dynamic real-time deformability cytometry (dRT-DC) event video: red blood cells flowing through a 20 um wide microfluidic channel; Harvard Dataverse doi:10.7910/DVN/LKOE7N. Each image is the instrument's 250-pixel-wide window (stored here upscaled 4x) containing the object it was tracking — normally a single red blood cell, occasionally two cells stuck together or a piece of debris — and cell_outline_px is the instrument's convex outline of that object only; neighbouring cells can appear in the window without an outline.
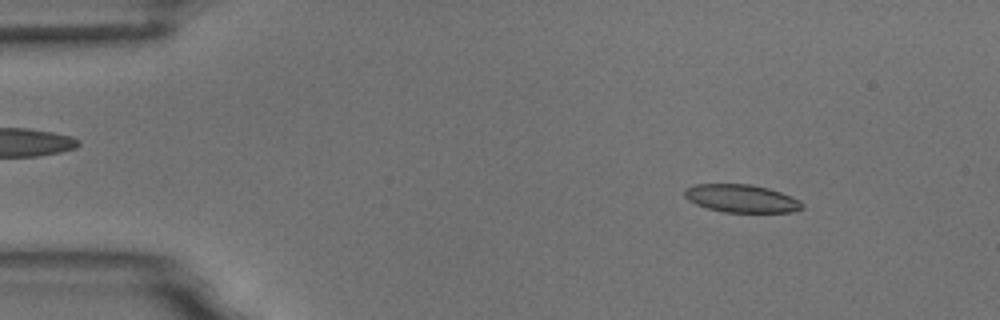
{"species": "common noctule bat (a hibernating species)", "species_latin": "Nyctalus noctula", "temperature_condition": "room temperature", "stored_images_in_passage": 33, "camera_frame_rate_fps": 3000, "um_per_image_px": 0.085, "animal": {"sex": "male", "body_mass_g": 18.8}, "frame": {"image": 1, "passage_image": 7, "time_ms": 2.0, "image_size_px": [1000, 320], "cell_outline_px": [[804, 208], [792, 212], [724, 212], [708, 208], [696, 204], [688, 200], [684, 196], [684, 188], [696, 184], [752, 184], [768, 188], [780, 192], [800, 200], [804, 204]], "centroid_in_image_um": [63.02, 16.87], "position_along_channel_um": 22.0, "area_um2": 19.19}}
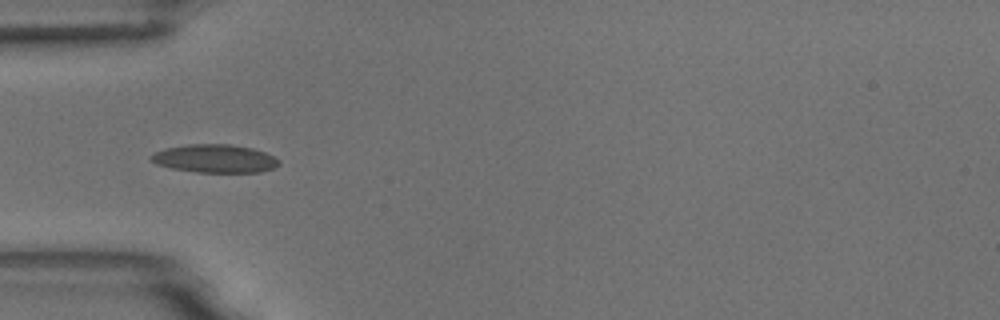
{"frame": {"image": 2, "passage_image": 17, "time_ms": 5.333, "image_size_px": [1000, 320], "cell_outline_px": [[280, 164], [272, 168], [260, 172], [196, 172], [172, 168], [156, 164], [148, 160], [148, 156], [164, 148], [188, 144], [232, 144], [252, 148], [264, 152], [280, 160]], "centroid_in_image_um": [18.22, 13.47], "position_along_channel_um": 66.8, "area_um2": 21.1}}
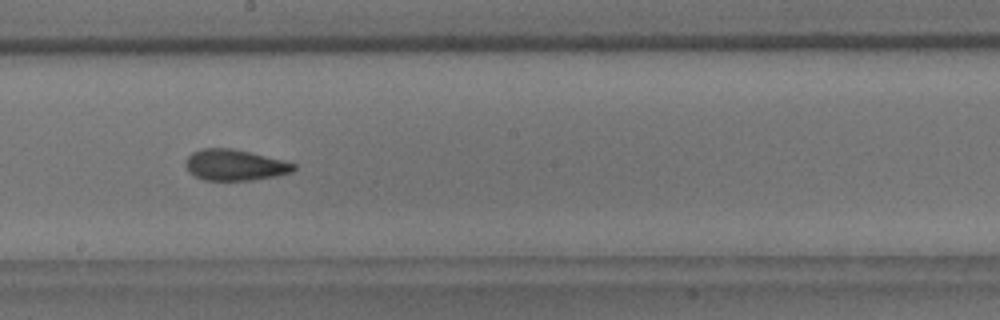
{"frame": {"image": 3, "passage_image": 30, "time_ms": 9.667, "image_size_px": [1000, 320], "cell_outline_px": [[296, 168], [292, 172], [276, 176], [252, 180], [204, 180], [196, 176], [188, 168], [184, 160], [192, 152], [204, 148], [232, 148], [284, 160], [296, 164]], "centroid_in_image_um": [19.99, 14.02], "position_along_channel_um": 228.2, "area_um2": 19.42}}